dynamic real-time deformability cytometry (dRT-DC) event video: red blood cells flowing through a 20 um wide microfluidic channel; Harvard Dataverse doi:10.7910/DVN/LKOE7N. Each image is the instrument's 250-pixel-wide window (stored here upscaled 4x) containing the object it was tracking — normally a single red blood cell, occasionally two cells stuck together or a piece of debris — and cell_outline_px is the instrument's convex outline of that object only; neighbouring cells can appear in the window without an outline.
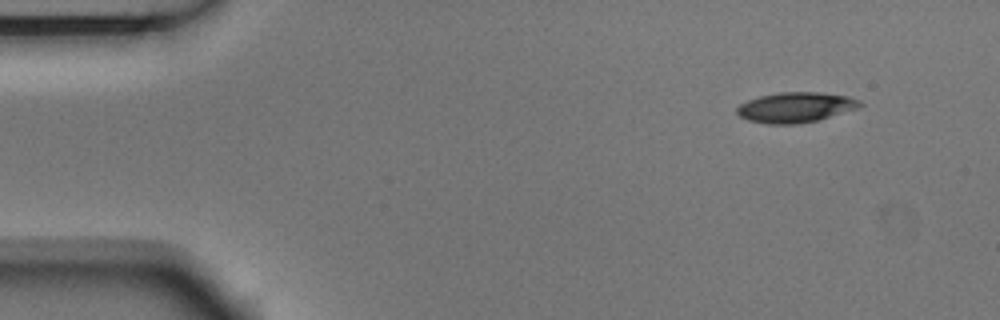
{"species": "Egyptian fruit bat (a non-hibernating species)", "species_latin": "Rousettus aegyptiacus", "temperature_condition": "room temperature", "stored_images_in_passage": 4, "camera_frame_rate_fps": 3000, "um_per_image_px": 0.085, "animal": {"sex": "male"}, "frame": {"image": 1, "passage_image": 1, "time_ms": 0.0, "image_size_px": [1000, 320], "cell_outline_px": [[864, 104], [856, 108], [820, 120], [800, 124], [768, 124], [748, 120], [740, 116], [736, 112], [736, 108], [740, 104], [748, 100], [760, 96], [776, 92], [820, 92], [848, 96], [860, 100]], "centroid_in_image_um": [67.63, 9.12], "position_along_channel_um": 17.4, "area_um2": 21.79}}
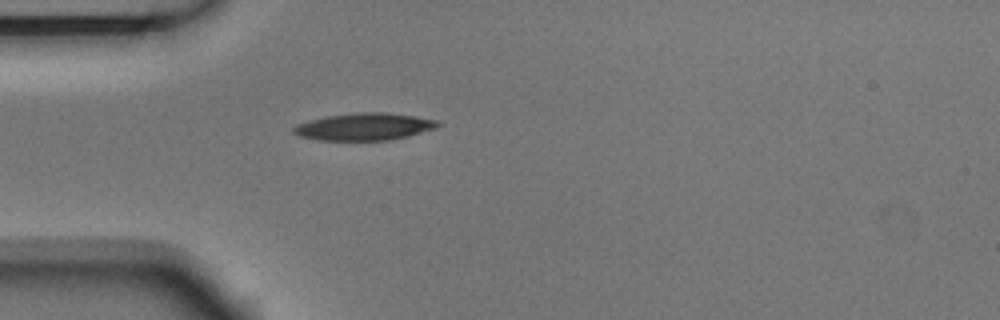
{"frame": {"image": 2, "passage_image": 4, "time_ms": 1.0, "image_size_px": [1000, 320], "cell_outline_px": [[440, 124], [436, 128], [408, 136], [388, 140], [316, 140], [300, 136], [292, 132], [292, 128], [296, 124], [328, 116], [356, 112], [384, 112], [412, 116], [436, 120]], "centroid_in_image_um": [30.93, 10.77], "position_along_channel_um": 54.1, "area_um2": 22.66}}